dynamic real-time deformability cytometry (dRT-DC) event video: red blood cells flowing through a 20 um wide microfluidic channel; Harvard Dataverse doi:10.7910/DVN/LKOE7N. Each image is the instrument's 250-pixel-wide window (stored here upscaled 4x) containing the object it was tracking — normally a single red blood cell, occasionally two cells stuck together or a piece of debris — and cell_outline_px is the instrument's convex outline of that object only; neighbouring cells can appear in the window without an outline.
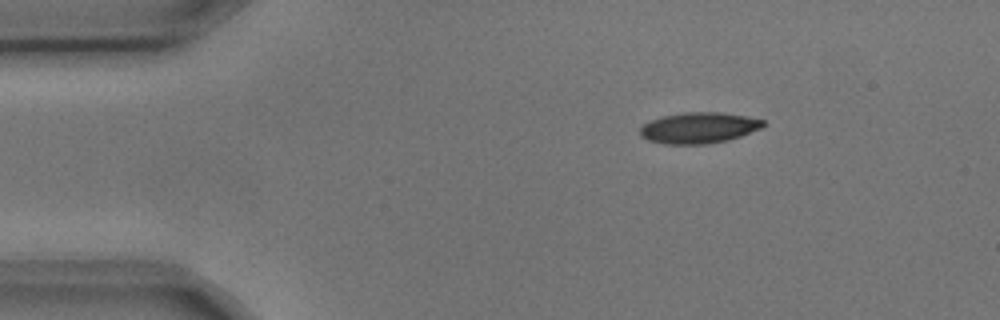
{"species": "common noctule bat (a hibernating species)", "species_latin": "Nyctalus noctula", "temperature_condition": "cold", "stored_images_in_passage": 3, "camera_frame_rate_fps": 3000, "um_per_image_px": 0.085, "animal": {"sex": "male", "body_mass_g": 17.9, "forearm_length_mm": 54.2}, "frame": {"image": 1, "passage_image": 1, "time_ms": 0.0, "image_size_px": [1000, 320], "cell_outline_px": [[764, 124], [760, 128], [740, 136], [728, 140], [708, 144], [664, 144], [648, 140], [640, 136], [640, 128], [644, 124], [652, 120], [664, 116], [684, 112], [720, 112], [744, 116], [764, 120]], "centroid_in_image_um": [59.37, 10.87], "position_along_channel_um": 25.6, "area_um2": 22.02}}
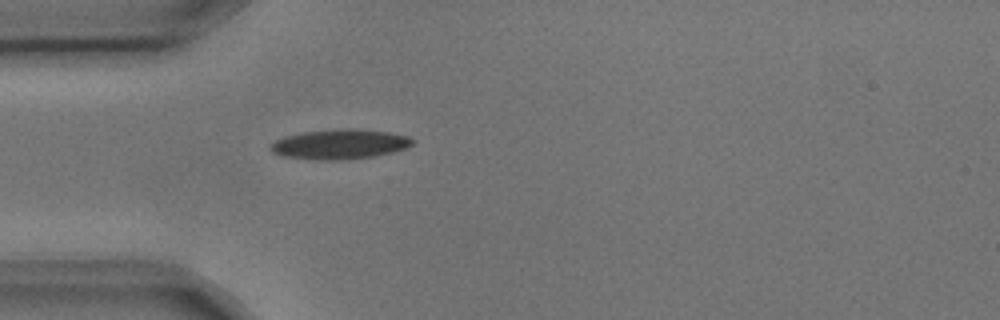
{"frame": {"image": 2, "passage_image": 3, "time_ms": 0.667, "image_size_px": [1000, 320], "cell_outline_px": [[416, 140], [412, 144], [404, 148], [392, 152], [376, 156], [340, 160], [316, 160], [280, 156], [272, 152], [268, 148], [268, 144], [284, 136], [304, 132], [340, 128], [356, 128], [388, 132], [408, 136]], "centroid_in_image_um": [28.84, 12.26], "position_along_channel_um": 56.2, "area_um2": 24.97}}